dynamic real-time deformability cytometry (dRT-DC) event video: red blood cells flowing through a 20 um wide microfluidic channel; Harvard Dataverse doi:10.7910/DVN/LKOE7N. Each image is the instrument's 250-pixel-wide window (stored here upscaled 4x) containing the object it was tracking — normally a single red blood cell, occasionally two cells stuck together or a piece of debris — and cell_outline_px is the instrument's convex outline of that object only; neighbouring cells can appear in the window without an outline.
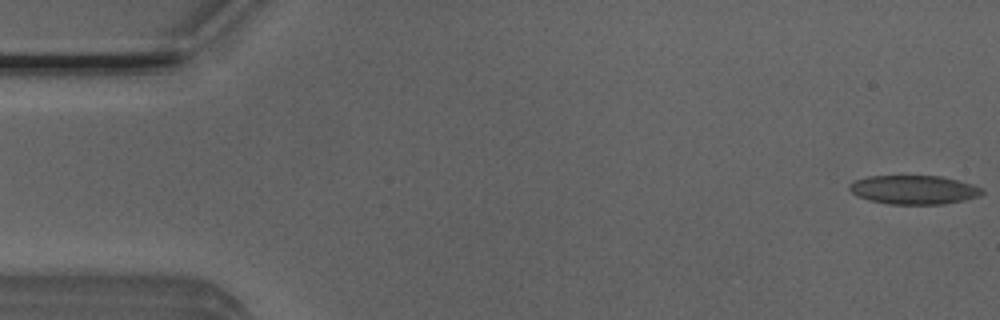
{"species": "Egyptian fruit bat (a non-hibernating species)", "species_latin": "Rousettus aegyptiacus", "temperature_condition": "room temperature", "stored_images_in_passage": 36, "camera_frame_rate_fps": 3000, "um_per_image_px": 0.085, "animal": {"sex": "male"}, "frame": {"image": 1, "passage_image": 1, "time_ms": 0.0, "image_size_px": [1000, 320], "cell_outline_px": [[984, 192], [980, 196], [964, 200], [944, 204], [888, 204], [868, 200], [856, 196], [848, 188], [848, 184], [856, 180], [868, 176], [940, 176], [972, 184], [984, 188]], "centroid_in_image_um": [77.67, 16.13], "position_along_channel_um": 7.3, "area_um2": 22.43}}
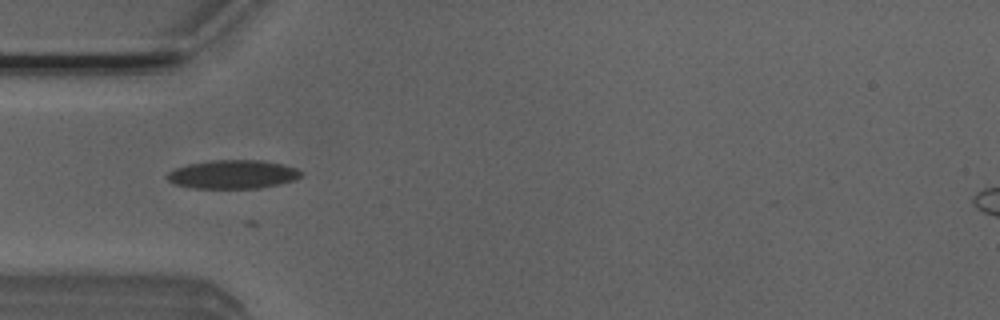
{"frame": {"image": 2, "passage_image": 16, "time_ms": 5.0, "image_size_px": [1000, 320], "cell_outline_px": [[304, 172], [296, 180], [280, 184], [260, 188], [192, 188], [176, 184], [168, 180], [164, 176], [168, 172], [176, 168], [188, 164], [212, 160], [264, 160], [296, 168]], "centroid_in_image_um": [19.8, 14.82], "position_along_channel_um": 65.2, "area_um2": 22.43}}
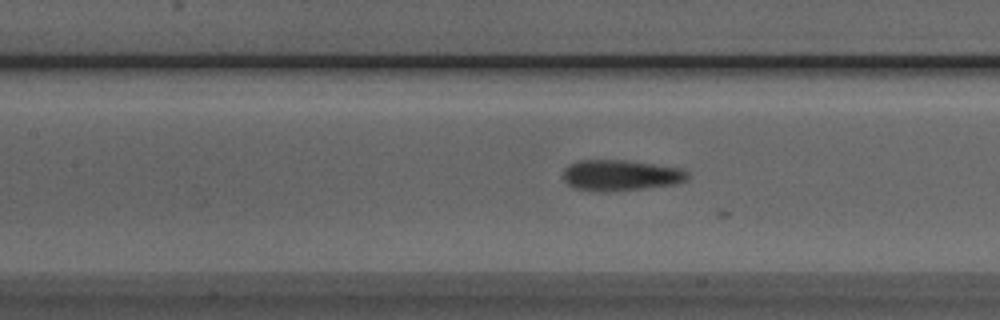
{"frame": {"image": 3, "passage_image": 23, "time_ms": 7.333, "image_size_px": [1000, 320], "cell_outline_px": [[688, 180], [676, 184], [644, 188], [608, 192], [600, 192], [572, 188], [564, 180], [564, 168], [568, 164], [580, 160], [624, 160], [684, 168], [688, 172]], "centroid_in_image_um": [52.76, 14.9], "position_along_channel_um": 154.6, "area_um2": 22.66}}